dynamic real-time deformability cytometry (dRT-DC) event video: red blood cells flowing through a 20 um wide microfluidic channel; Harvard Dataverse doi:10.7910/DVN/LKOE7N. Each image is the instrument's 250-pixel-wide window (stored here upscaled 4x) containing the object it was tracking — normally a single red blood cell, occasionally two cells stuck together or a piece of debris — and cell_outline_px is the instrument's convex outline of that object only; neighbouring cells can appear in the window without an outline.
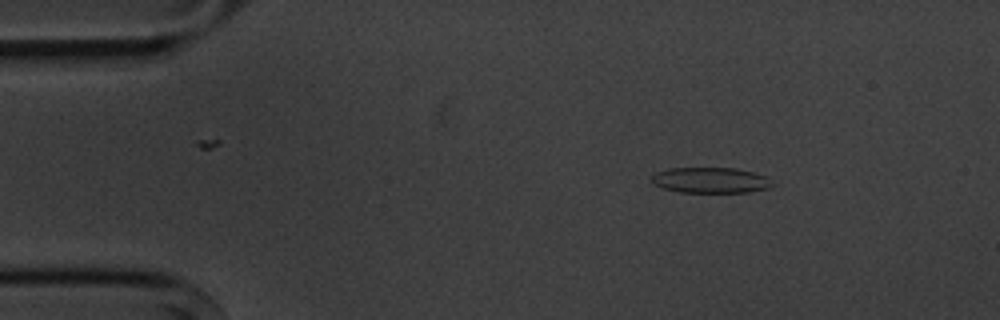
{"species": "common noctule bat (a hibernating species)", "species_latin": "Nyctalus noctula", "temperature_condition": "cold", "stored_images_in_passage": 3, "camera_frame_rate_fps": 3000, "um_per_image_px": 0.085, "animal": {"sex": "male", "body_mass_g": 20.1, "forearm_length_mm": 53.5}, "frame": {"image": 1, "passage_image": 1, "time_ms": 0.0, "image_size_px": [1000, 320], "cell_outline_px": [[776, 184], [768, 188], [748, 192], [680, 192], [664, 188], [652, 184], [652, 176], [656, 172], [668, 168], [736, 168], [768, 176]], "centroid_in_image_um": [60.43, 15.31], "position_along_channel_um": 24.6, "area_um2": 18.15}}